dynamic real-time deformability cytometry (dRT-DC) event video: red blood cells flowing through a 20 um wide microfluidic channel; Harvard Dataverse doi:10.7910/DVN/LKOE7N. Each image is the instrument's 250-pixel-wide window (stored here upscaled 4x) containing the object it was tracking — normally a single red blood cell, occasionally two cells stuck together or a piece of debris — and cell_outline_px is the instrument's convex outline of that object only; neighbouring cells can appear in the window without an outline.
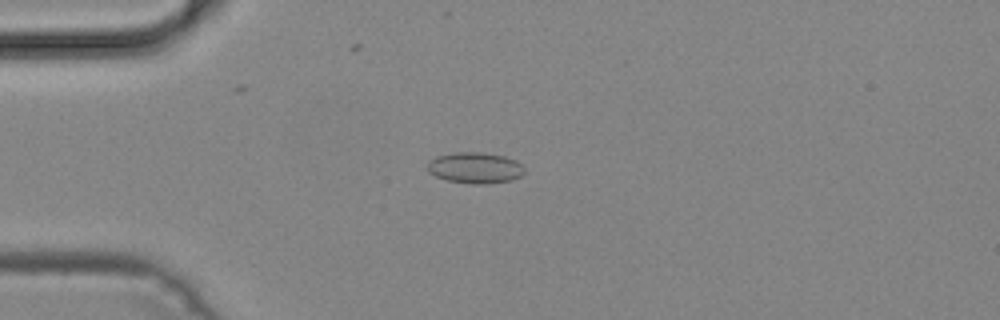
{"species": "common noctule bat (a hibernating species)", "species_latin": "Nyctalus noctula", "temperature_condition": "cold", "stored_images_in_passage": 50, "camera_frame_rate_fps": 3000, "um_per_image_px": 0.085, "animal": {"sex": "male", "body_mass_g": 19.2, "forearm_length_mm": 51.8}, "frame": {"image": 1, "passage_image": 13, "time_ms": 4.0, "image_size_px": [1000, 320], "cell_outline_px": [[524, 172], [520, 176], [512, 180], [484, 184], [472, 184], [448, 180], [436, 176], [428, 172], [428, 160], [436, 156], [452, 152], [484, 152], [504, 156], [516, 160], [524, 168]], "centroid_in_image_um": [40.37, 14.25], "position_along_channel_um": 44.6, "area_um2": 17.63}}
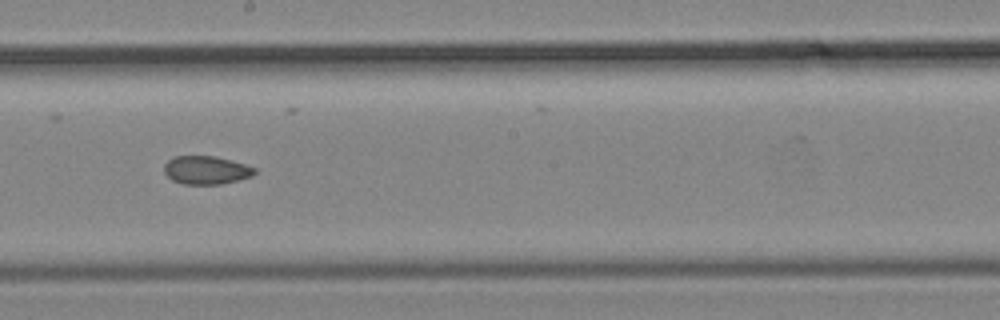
{"frame": {"image": 2, "passage_image": 28, "time_ms": 9.0, "image_size_px": [1000, 320], "cell_outline_px": [[256, 172], [252, 176], [220, 184], [184, 184], [172, 180], [164, 172], [164, 164], [172, 156], [216, 156], [232, 160], [256, 168]], "centroid_in_image_um": [17.51, 14.45], "position_along_channel_um": 230.7, "area_um2": 14.91}}
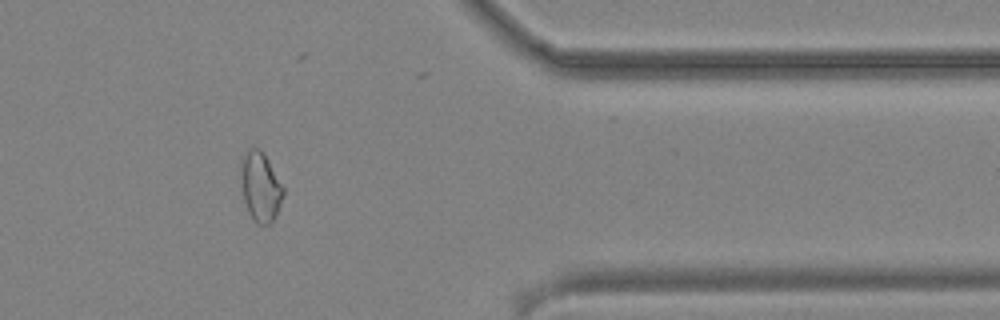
{"frame": {"image": 3, "passage_image": 41, "time_ms": 13.333, "image_size_px": [1000, 320], "cell_outline_px": [[284, 196], [276, 216], [268, 224], [256, 224], [248, 212], [244, 200], [240, 168], [240, 160], [248, 148], [260, 148], [264, 152], [284, 188]], "centroid_in_image_um": [22.14, 15.85], "position_along_channel_um": 389.3, "area_um2": 17.28}}